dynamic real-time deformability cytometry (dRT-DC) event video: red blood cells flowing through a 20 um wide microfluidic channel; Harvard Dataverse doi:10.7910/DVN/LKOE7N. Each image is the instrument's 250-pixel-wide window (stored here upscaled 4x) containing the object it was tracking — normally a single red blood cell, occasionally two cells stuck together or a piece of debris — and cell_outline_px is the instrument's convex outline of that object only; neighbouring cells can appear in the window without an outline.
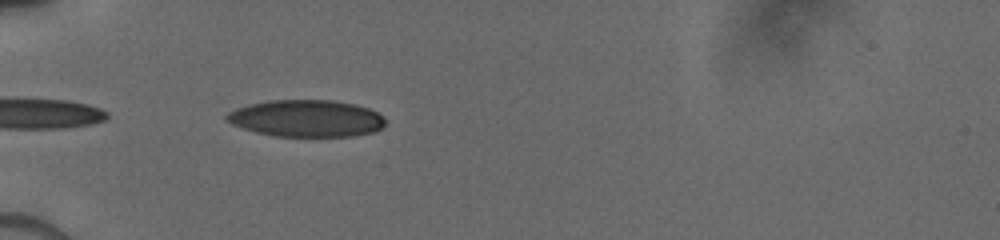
{"species": "human", "species_latin": "Homo sapiens", "temperature_condition": "cold", "stored_images_in_passage": 2, "camera_frame_rate_fps": 3000, "um_per_image_px": 0.085, "donor": {"sex": "male"}, "frame": {"image": 1, "passage_image": 1, "time_ms": 0.0, "image_size_px": [1000, 240], "cell_outline_px": [[384, 128], [372, 132], [352, 136], [276, 136], [256, 132], [232, 124], [224, 120], [224, 116], [228, 112], [236, 108], [268, 100], [332, 100], [356, 104], [368, 108], [384, 116]], "centroid_in_image_um": [26.05, 10.06], "position_along_channel_um": 59.0, "area_um2": 34.16}}